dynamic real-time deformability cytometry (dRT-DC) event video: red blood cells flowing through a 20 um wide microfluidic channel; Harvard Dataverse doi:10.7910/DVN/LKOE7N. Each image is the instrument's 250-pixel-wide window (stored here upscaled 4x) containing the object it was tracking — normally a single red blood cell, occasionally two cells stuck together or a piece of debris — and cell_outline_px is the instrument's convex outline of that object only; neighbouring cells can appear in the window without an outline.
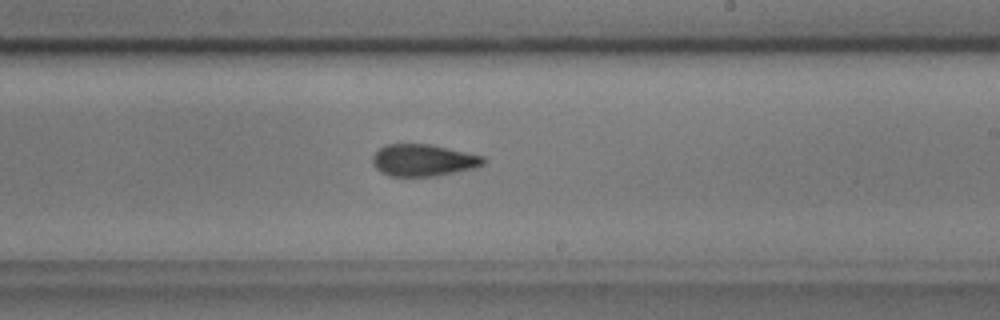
{"species": "common noctule bat (a hibernating species)", "species_latin": "Nyctalus noctula", "temperature_condition": "cold", "stored_images_in_passage": 30, "camera_frame_rate_fps": 3000, "um_per_image_px": 0.085, "animal": {"sex": "male", "body_mass_g": 17.9, "forearm_length_mm": 54.2}, "frame": {"image": 1, "passage_image": 18, "time_ms": 5.667, "image_size_px": [1000, 320], "cell_outline_px": [[484, 164], [472, 168], [432, 176], [388, 176], [380, 172], [372, 164], [372, 156], [380, 148], [388, 144], [432, 144], [484, 156]], "centroid_in_image_um": [35.93, 13.61], "position_along_channel_um": 253.1, "area_um2": 20.46}}